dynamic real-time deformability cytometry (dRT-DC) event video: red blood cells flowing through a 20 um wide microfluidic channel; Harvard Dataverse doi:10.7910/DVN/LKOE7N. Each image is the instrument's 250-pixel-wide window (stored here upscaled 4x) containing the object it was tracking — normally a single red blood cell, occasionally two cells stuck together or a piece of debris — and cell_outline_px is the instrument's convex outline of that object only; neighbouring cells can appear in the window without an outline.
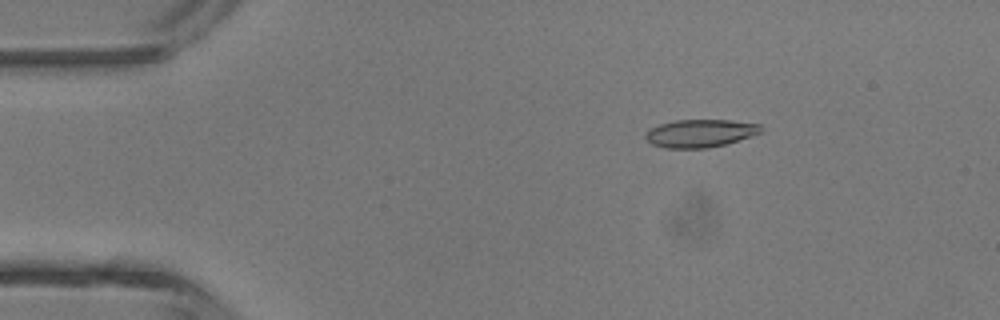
{"species": "common noctule bat (a hibernating species)", "species_latin": "Nyctalus noctula", "temperature_condition": "room temperature", "stored_images_in_passage": 14, "camera_frame_rate_fps": 3000, "um_per_image_px": 0.085, "animal": {"sex": "male", "body_mass_g": 13.3}, "frame": {"image": 1, "passage_image": 8, "time_ms": 2.333, "image_size_px": [1000, 320], "cell_outline_px": [[764, 132], [724, 144], [708, 148], [664, 148], [652, 144], [644, 136], [644, 132], [648, 128], [660, 124], [676, 120], [732, 120], [760, 124]], "centroid_in_image_um": [59.5, 11.32], "position_along_channel_um": 25.5, "area_um2": 18.84}}